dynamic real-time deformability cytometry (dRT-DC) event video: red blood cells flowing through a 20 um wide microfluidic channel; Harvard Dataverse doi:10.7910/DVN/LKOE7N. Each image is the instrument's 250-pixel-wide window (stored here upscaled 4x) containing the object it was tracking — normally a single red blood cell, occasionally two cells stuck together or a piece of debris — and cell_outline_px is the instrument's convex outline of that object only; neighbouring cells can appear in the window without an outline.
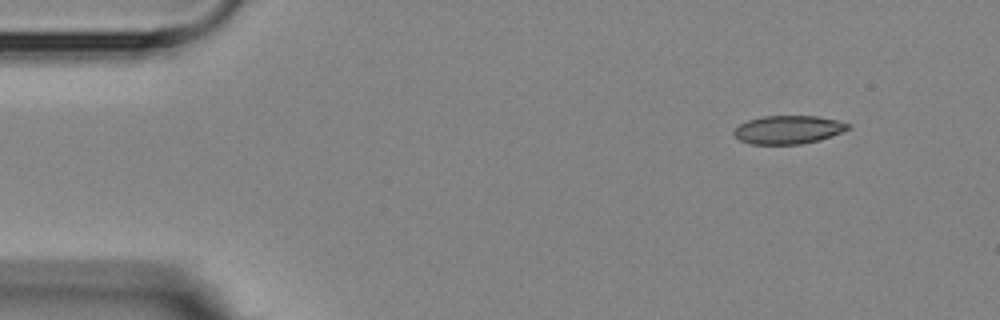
{"species": "Egyptian fruit bat (a non-hibernating species)", "species_latin": "Rousettus aegyptiacus", "temperature_condition": "room temperature", "stored_images_in_passage": 4, "camera_frame_rate_fps": 3000, "um_per_image_px": 0.085, "animal": {"sex": "female"}, "frame": {"image": 1, "passage_image": 1, "time_ms": 0.0, "image_size_px": [1000, 320], "cell_outline_px": [[852, 128], [844, 132], [820, 140], [800, 144], [752, 144], [740, 140], [732, 132], [740, 124], [748, 120], [760, 116], [816, 116], [836, 120], [848, 124]], "centroid_in_image_um": [67.02, 11.02], "position_along_channel_um": 18.0, "area_um2": 18.84}}
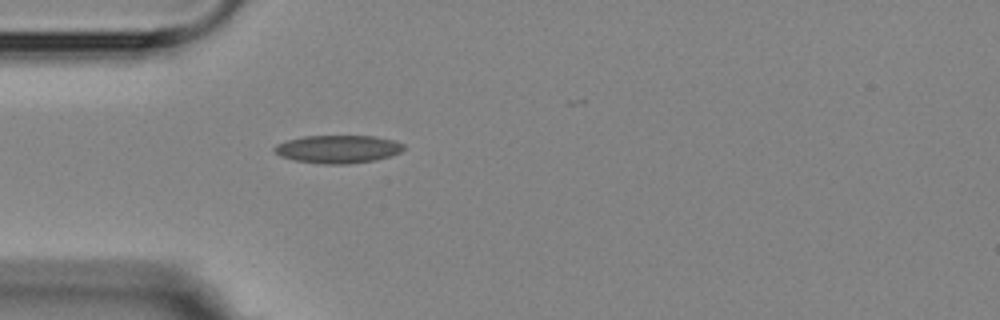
{"frame": {"image": 2, "passage_image": 4, "time_ms": 3.333, "image_size_px": [1000, 320], "cell_outline_px": [[404, 148], [400, 152], [376, 160], [348, 164], [324, 164], [296, 160], [280, 156], [272, 148], [276, 144], [288, 140], [304, 136], [372, 136], [396, 140], [404, 144]], "centroid_in_image_um": [28.74, 12.67], "position_along_channel_um": 56.3, "area_um2": 20.98}}